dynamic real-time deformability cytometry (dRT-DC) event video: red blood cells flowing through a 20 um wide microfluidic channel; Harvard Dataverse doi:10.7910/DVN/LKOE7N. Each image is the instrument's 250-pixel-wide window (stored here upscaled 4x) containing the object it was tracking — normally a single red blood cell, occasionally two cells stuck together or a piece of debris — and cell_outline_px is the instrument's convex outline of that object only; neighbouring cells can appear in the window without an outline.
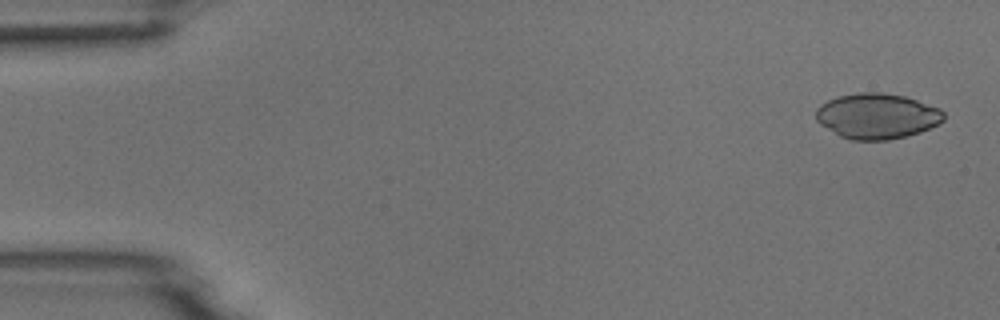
{"species": "common noctule bat (a hibernating species)", "species_latin": "Nyctalus noctula", "temperature_condition": "room temperature", "stored_images_in_passage": 4, "camera_frame_rate_fps": 3000, "um_per_image_px": 0.085, "animal": {"sex": "male", "body_mass_g": 18.8}, "frame": {"image": 1, "passage_image": 1, "time_ms": 0.0, "image_size_px": [1000, 320], "cell_outline_px": [[944, 120], [940, 124], [920, 132], [908, 136], [888, 140], [852, 140], [840, 136], [820, 124], [816, 120], [816, 108], [820, 104], [828, 100], [840, 96], [860, 92], [884, 92], [904, 96], [940, 108], [944, 112]], "centroid_in_image_um": [74.56, 9.87], "position_along_channel_um": 10.4, "area_um2": 33.99}}